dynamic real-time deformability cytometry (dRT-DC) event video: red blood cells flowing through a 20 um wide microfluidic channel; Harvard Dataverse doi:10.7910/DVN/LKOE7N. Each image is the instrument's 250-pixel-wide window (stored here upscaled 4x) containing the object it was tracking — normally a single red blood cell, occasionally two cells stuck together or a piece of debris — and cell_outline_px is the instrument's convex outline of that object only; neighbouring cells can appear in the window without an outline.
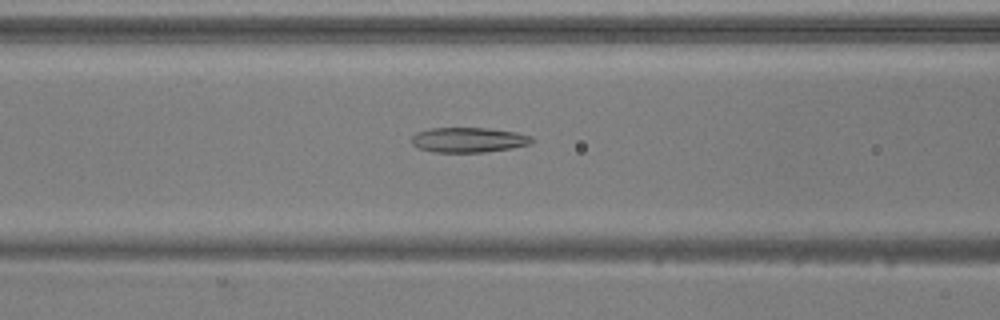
{"species": "common noctule bat (a hibernating species)", "species_latin": "Nyctalus noctula", "temperature_condition": "warm", "stored_images_in_passage": 53, "camera_frame_rate_fps": 3000, "um_per_image_px": 0.085, "animal": {"sex": "male", "body_mass_g": 20.5, "forearm_length_mm": 52.5}, "frame": {"image": 1, "passage_image": 22, "time_ms": 7.0, "image_size_px": [1000, 320], "cell_outline_px": [[532, 140], [528, 144], [512, 148], [484, 152], [432, 152], [420, 148], [412, 144], [412, 136], [416, 132], [428, 128], [488, 128], [516, 132], [532, 136]], "centroid_in_image_um": [39.79, 11.88], "position_along_channel_um": 126.8, "area_um2": 17.46}}
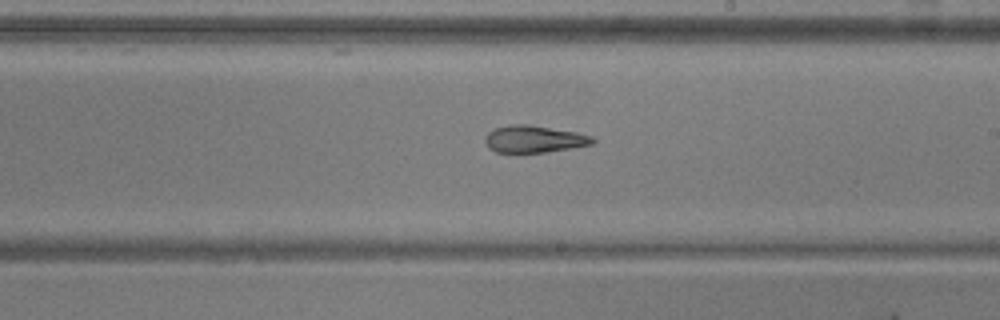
{"frame": {"image": 2, "passage_image": 31, "time_ms": 10.0, "image_size_px": [1000, 320], "cell_outline_px": [[596, 140], [592, 144], [544, 152], [496, 152], [488, 148], [484, 140], [484, 136], [492, 128], [512, 124], [528, 124], [576, 132], [592, 136]], "centroid_in_image_um": [45.34, 11.81], "position_along_channel_um": 243.7, "area_um2": 16.94}}
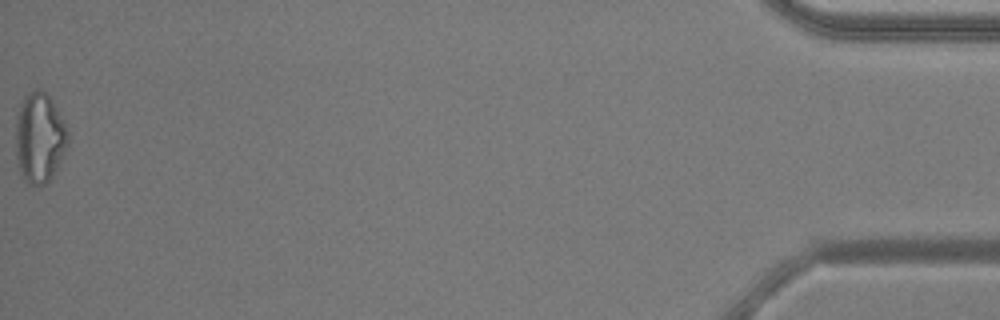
{"frame": {"image": 3, "passage_image": 53, "time_ms": 17.333, "image_size_px": [1000, 320], "cell_outline_px": [[68, 144], [52, 176], [44, 184], [28, 184], [20, 176], [16, 156], [16, 116], [20, 104], [24, 96], [28, 92], [36, 88], [40, 88], [52, 100], [68, 128]], "centroid_in_image_um": [3.34, 11.68], "position_along_channel_um": 431.9, "area_um2": 27.51}, "authors_computed_cell_mechanics": {"area_um2": 20.4034, "velocity_mm_per_s": 3.8922, "shape_relaxation_time_tau1_ms": null, "shape_relaxation_time_tau2_ms": 5.0943, "deformation_change_tau1": null, "deformation_change_tau2": 0.1698}}